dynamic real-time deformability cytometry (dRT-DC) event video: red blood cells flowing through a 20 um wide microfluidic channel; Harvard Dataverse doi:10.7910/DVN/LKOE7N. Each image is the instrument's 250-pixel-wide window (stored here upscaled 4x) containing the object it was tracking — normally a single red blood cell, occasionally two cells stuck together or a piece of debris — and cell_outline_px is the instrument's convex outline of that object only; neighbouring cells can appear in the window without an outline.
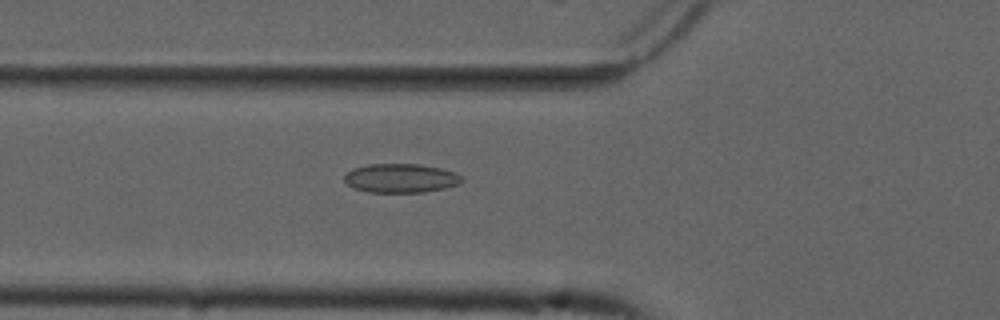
{"species": "common noctule bat (a hibernating species)", "species_latin": "Nyctalus noctula", "temperature_condition": "cold", "stored_images_in_passage": 42, "camera_frame_rate_fps": 3000, "um_per_image_px": 0.085, "animal": {"sex": "male", "forearm_length_mm": 52.5}, "frame": {"image": 1, "passage_image": 13, "time_ms": 4.0, "image_size_px": [1000, 320], "cell_outline_px": [[464, 180], [460, 184], [444, 188], [424, 192], [368, 192], [352, 188], [344, 180], [344, 176], [352, 168], [368, 164], [420, 164], [440, 168], [456, 172]], "centroid_in_image_um": [34.06, 15.14], "position_along_channel_um": 91.7, "area_um2": 19.94}}
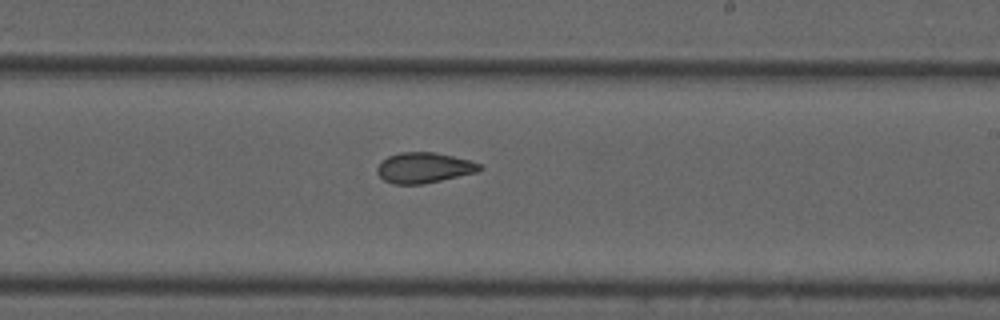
{"frame": {"image": 2, "passage_image": 26, "time_ms": 8.333, "image_size_px": [1000, 320], "cell_outline_px": [[484, 168], [476, 172], [424, 184], [392, 184], [384, 180], [376, 172], [376, 168], [388, 156], [400, 152], [432, 152], [452, 156], [468, 160], [480, 164]], "centroid_in_image_um": [36.02, 14.26], "position_along_channel_um": 253.0, "area_um2": 18.03}}
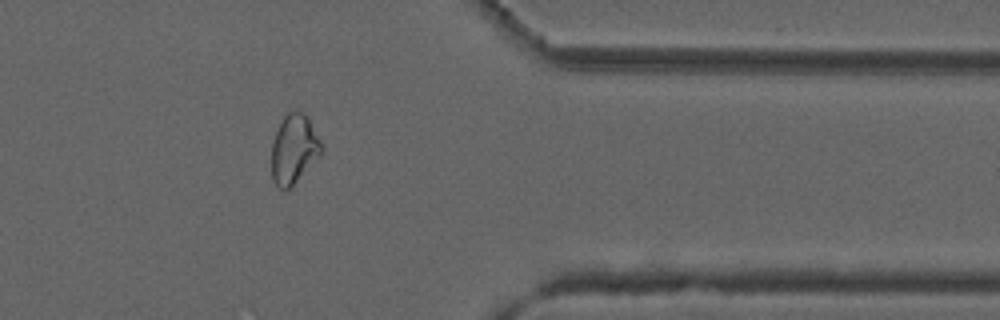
{"frame": {"image": 3, "passage_image": 38, "time_ms": 12.333, "image_size_px": [1000, 320], "cell_outline_px": [[324, 148], [320, 156], [284, 192], [276, 184], [272, 176], [272, 144], [276, 132], [284, 116], [288, 112], [296, 108], [304, 112], [308, 116]], "centroid_in_image_um": [25.0, 12.61], "position_along_channel_um": 386.4, "area_um2": 20.0}, "authors_computed_cell_mechanics": {"area_um2": 18.785, "velocity_mm_per_s": 3.72, "shape_relaxation_time_tau1_ms": null, "shape_relaxation_time_tau2_ms": 2.1978, "deformation_change_tau1": null, "deformation_change_tau2": 0.0769}}